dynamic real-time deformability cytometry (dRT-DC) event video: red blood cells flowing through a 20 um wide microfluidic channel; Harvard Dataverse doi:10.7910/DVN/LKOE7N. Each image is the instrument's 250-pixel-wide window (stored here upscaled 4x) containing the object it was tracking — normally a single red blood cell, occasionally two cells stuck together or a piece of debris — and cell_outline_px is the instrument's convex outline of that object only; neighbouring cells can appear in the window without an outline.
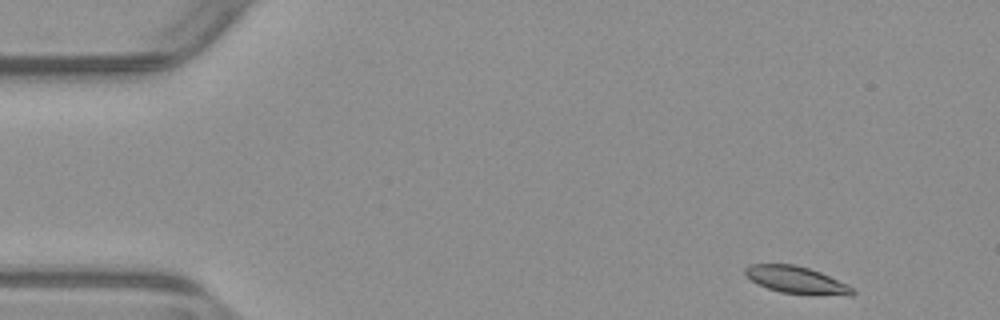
{"species": "common noctule bat (a hibernating species)", "species_latin": "Nyctalus noctula", "temperature_condition": "warm", "stored_images_in_passage": 50, "camera_frame_rate_fps": 3000, "um_per_image_px": 0.085, "animal": {"sex": "male", "body_mass_g": 23.1, "forearm_length_mm": 52.7}, "frame": {"image": 1, "passage_image": 1, "time_ms": 0.0, "image_size_px": [1000, 320], "cell_outline_px": [[856, 292], [852, 296], [848, 296], [780, 292], [768, 288], [752, 280], [744, 272], [744, 268], [748, 264], [792, 264], [808, 268], [820, 272], [848, 284]], "centroid_in_image_um": [67.72, 23.79], "position_along_channel_um": 17.3, "area_um2": 16.76}}
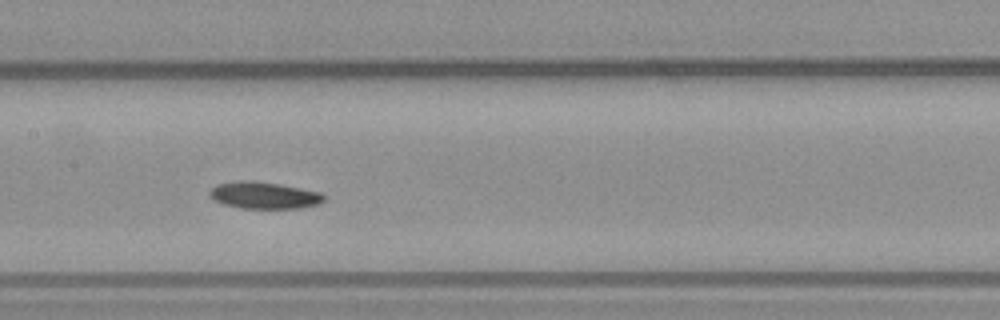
{"frame": {"image": 2, "passage_image": 22, "time_ms": 7.0, "image_size_px": [1000, 320], "cell_outline_px": [[328, 196], [320, 204], [300, 208], [240, 208], [224, 204], [208, 196], [208, 192], [216, 184], [240, 180], [252, 180], [280, 184], [320, 192]], "centroid_in_image_um": [22.46, 16.59], "position_along_channel_um": 184.9, "area_um2": 18.03}}
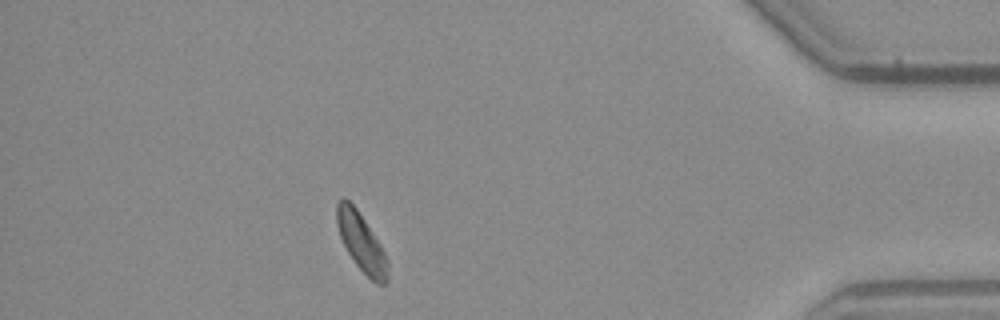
{"frame": {"image": 3, "passage_image": 43, "time_ms": 14.0, "image_size_px": [1000, 320], "cell_outline_px": [[388, 280], [384, 284], [376, 284], [356, 264], [348, 252], [340, 236], [336, 224], [336, 204], [344, 196], [356, 208], [380, 244], [388, 260]], "centroid_in_image_um": [30.71, 20.6], "position_along_channel_um": 404.5, "area_um2": 16.99}, "authors_computed_cell_mechanics": {"area_um2": 17.629, "velocity_mm_per_s": 3.8693, "shape_relaxation_time_tau1_ms": 2.6713, "shape_relaxation_time_tau2_ms": null, "deformation_change_tau1": 0.0795, "deformation_change_tau2": null}}